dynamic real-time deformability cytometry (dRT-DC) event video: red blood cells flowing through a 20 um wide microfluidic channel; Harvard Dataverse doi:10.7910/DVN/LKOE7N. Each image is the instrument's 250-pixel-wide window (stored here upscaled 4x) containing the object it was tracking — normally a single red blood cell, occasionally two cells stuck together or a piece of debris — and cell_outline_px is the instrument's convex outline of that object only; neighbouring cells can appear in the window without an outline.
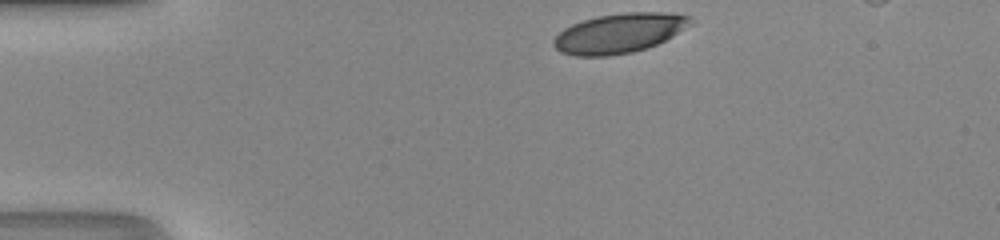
{"species": "human", "species_latin": "Homo sapiens", "temperature_condition": "room temperature", "stored_images_in_passage": 32, "camera_frame_rate_fps": 3000, "um_per_image_px": 0.085, "donor": {"sex": "male"}, "frame": {"image": 1, "passage_image": 1, "time_ms": 0.0, "image_size_px": [1000, 240], "cell_outline_px": [[692, 20], [672, 36], [656, 44], [632, 52], [604, 56], [576, 56], [560, 52], [552, 44], [552, 40], [564, 28], [572, 24], [584, 20], [600, 16], [628, 12], [660, 12], [688, 16]], "centroid_in_image_um": [52.55, 2.83], "position_along_channel_um": 32.5, "area_um2": 30.87}}
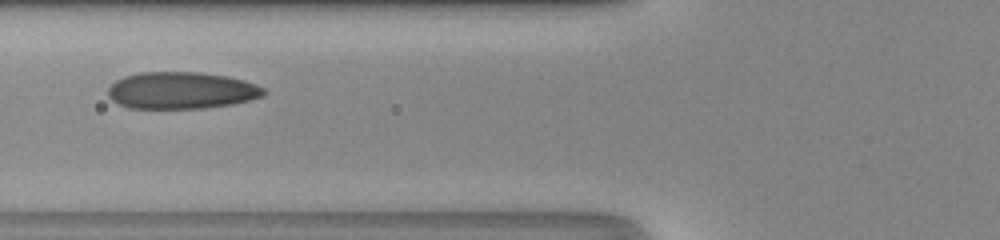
{"frame": {"image": 2, "passage_image": 11, "time_ms": 3.333, "image_size_px": [1000, 240], "cell_outline_px": [[264, 92], [260, 96], [248, 100], [232, 104], [200, 108], [128, 108], [112, 100], [108, 96], [108, 88], [116, 80], [124, 76], [140, 72], [196, 72], [224, 76], [244, 80], [256, 84], [264, 88]], "centroid_in_image_um": [15.37, 7.68], "position_along_channel_um": 110.4, "area_um2": 33.18}}
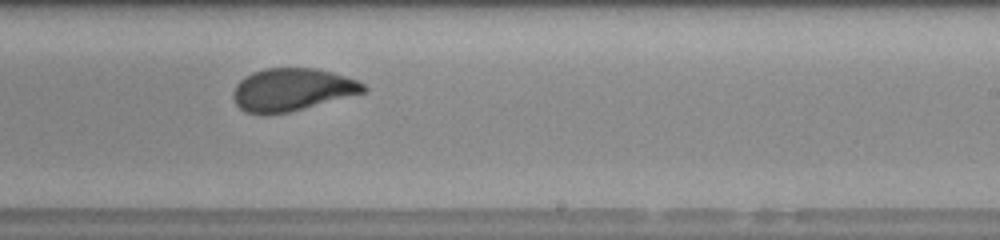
{"frame": {"image": 3, "passage_image": 22, "time_ms": 7.0, "image_size_px": [1000, 240], "cell_outline_px": [[368, 92], [288, 112], [248, 112], [240, 108], [236, 104], [232, 96], [236, 84], [244, 76], [252, 72], [264, 68], [312, 68], [332, 72], [356, 80], [364, 84], [368, 88]], "centroid_in_image_um": [24.85, 7.59], "position_along_channel_um": 264.1, "area_um2": 31.96}, "authors_computed_cell_mechanics": {"area_um2": 32.8015, "velocity_mm_per_s": 4.2086, "shape_relaxation_time_tau1_ms": 6.118, "shape_relaxation_time_tau2_ms": null, "deformation_change_tau1": 0.1926, "deformation_change_tau2": null}}